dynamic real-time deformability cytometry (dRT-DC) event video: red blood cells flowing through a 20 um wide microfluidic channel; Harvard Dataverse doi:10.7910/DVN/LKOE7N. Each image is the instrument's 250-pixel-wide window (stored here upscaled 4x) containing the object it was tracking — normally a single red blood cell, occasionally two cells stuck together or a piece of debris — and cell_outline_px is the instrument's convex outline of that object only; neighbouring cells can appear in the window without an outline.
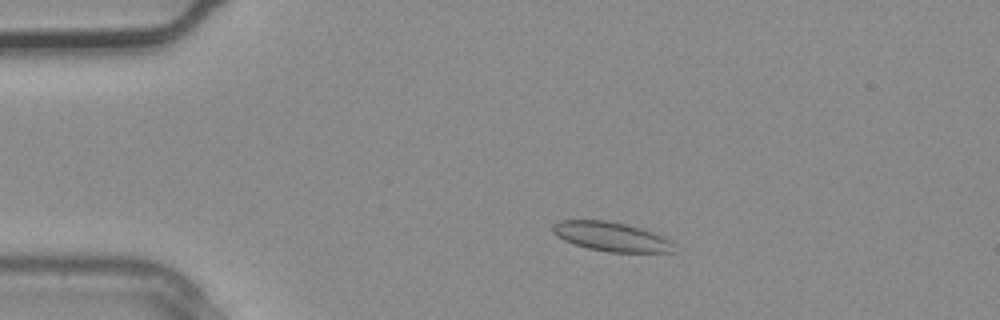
{"species": "common noctule bat (a hibernating species)", "species_latin": "Nyctalus noctula", "temperature_condition": "warm", "stored_images_in_passage": 1, "camera_frame_rate_fps": 3000, "um_per_image_px": 0.085, "animal": {"sex": "male", "body_mass_g": 20.4}, "frame": {"image": 1, "passage_image": 1, "time_ms": 0.0, "image_size_px": [1000, 320], "cell_outline_px": [[672, 252], [608, 252], [588, 248], [564, 240], [556, 236], [552, 232], [552, 224], [560, 220], [604, 220], [624, 224], [640, 228], [652, 232], [668, 240], [672, 244]], "centroid_in_image_um": [51.87, 20.1], "position_along_channel_um": 33.1, "area_um2": 20.29}}